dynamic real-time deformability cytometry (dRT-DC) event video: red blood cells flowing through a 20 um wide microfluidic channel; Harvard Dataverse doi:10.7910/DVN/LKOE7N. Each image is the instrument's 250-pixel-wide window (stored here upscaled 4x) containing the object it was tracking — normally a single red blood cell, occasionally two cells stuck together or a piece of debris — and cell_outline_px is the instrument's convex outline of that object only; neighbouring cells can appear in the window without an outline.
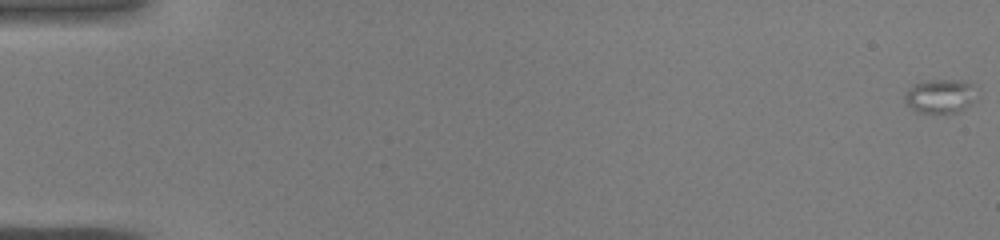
{"species": "common noctule bat (a hibernating species)", "species_latin": "Nyctalus noctula", "temperature_condition": "warm", "stored_images_in_passage": 35, "camera_frame_rate_fps": 3000, "um_per_image_px": 0.085, "animal": {"sex": "male", "body_mass_g": 19.0, "forearm_length_mm": 50.8}, "frame": {"image": 1, "passage_image": 1, "time_ms": 0.0, "image_size_px": [1000, 240], "cell_outline_px": [[972, 84], [968, 104], [960, 112], [916, 112], [904, 100], [912, 84], [932, 80], [960, 80]], "centroid_in_image_um": [79.82, 8.16], "position_along_channel_um": 5.2, "area_um2": 13.29}}